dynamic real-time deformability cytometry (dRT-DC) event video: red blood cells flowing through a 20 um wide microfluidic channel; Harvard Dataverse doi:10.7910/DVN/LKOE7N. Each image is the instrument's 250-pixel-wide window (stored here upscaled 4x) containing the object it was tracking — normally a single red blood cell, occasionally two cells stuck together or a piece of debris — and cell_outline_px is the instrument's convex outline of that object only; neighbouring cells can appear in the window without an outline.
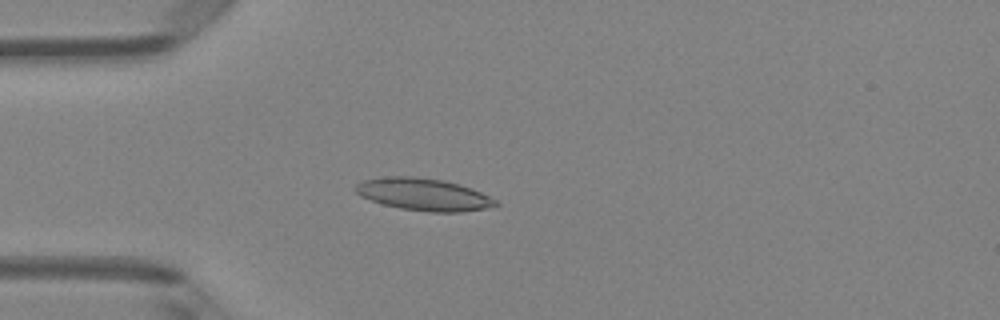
{"species": "Egyptian fruit bat (a non-hibernating species)", "species_latin": "Rousettus aegyptiacus", "temperature_condition": "room temperature", "stored_images_in_passage": 4, "camera_frame_rate_fps": 3000, "um_per_image_px": 0.085, "animal": {"sex": "female"}, "frame": {"image": 1, "passage_image": 4, "time_ms": 3.333, "image_size_px": [1000, 320], "cell_outline_px": [[500, 204], [496, 208], [460, 212], [428, 212], [400, 208], [384, 204], [360, 196], [352, 188], [356, 184], [364, 180], [384, 176], [412, 176], [444, 180], [460, 184], [472, 188], [496, 200]], "centroid_in_image_um": [36.04, 16.53], "position_along_channel_um": 49.0, "area_um2": 26.65}}